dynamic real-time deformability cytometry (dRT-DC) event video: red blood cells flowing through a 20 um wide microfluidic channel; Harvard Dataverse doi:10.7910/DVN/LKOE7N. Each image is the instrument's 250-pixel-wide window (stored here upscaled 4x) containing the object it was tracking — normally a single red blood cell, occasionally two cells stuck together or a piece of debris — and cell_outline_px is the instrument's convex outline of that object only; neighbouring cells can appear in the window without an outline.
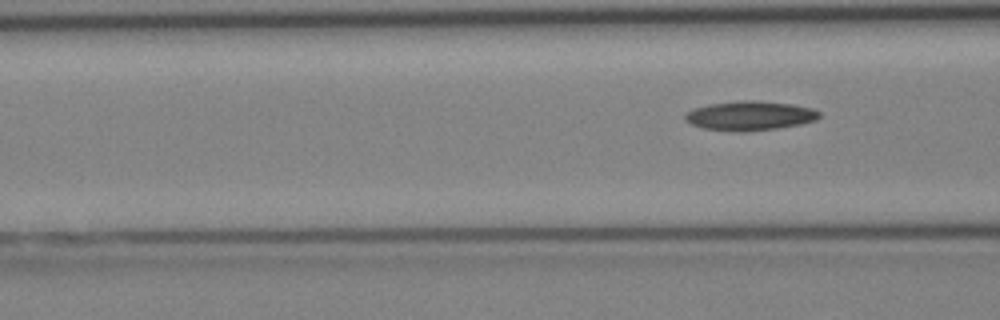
{"species": "Egyptian fruit bat (a non-hibernating species)", "species_latin": "Rousettus aegyptiacus", "temperature_condition": "cold", "stored_images_in_passage": 4, "camera_frame_rate_fps": 3000, "um_per_image_px": 0.085, "animal": {"sex": "female"}, "frame": {"image": 1, "passage_image": 4, "time_ms": 3.667, "image_size_px": [1000, 320], "cell_outline_px": [[820, 116], [816, 120], [800, 124], [776, 128], [744, 132], [740, 132], [704, 128], [692, 124], [684, 116], [692, 108], [708, 104], [740, 100], [752, 100], [792, 104], [812, 108], [820, 112]], "centroid_in_image_um": [63.75, 9.83], "position_along_channel_um": 102.8, "area_um2": 22.77}}